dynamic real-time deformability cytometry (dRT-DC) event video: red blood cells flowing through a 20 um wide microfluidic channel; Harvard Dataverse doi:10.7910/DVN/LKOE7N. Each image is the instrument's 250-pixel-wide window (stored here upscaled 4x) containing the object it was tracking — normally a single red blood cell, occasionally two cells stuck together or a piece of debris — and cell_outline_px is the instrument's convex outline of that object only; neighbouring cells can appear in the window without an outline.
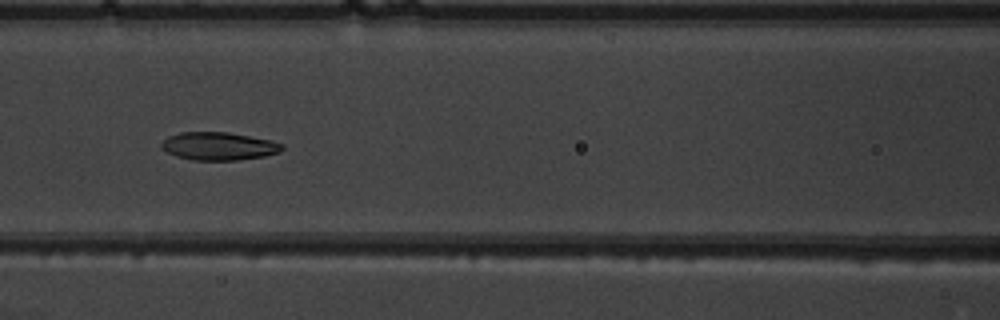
{"species": "common noctule bat (a hibernating species)", "species_latin": "Nyctalus noctula", "temperature_condition": "warm", "stored_images_in_passage": 7, "camera_frame_rate_fps": 3000, "um_per_image_px": 0.085, "animal": {"sex": "male", "body_mass_g": 19.5, "forearm_length_mm": 54.6}, "frame": {"image": 1, "passage_image": 6, "time_ms": 5.667, "image_size_px": [1000, 320], "cell_outline_px": [[284, 148], [280, 152], [264, 156], [236, 160], [192, 160], [176, 156], [160, 148], [160, 144], [168, 136], [180, 132], [228, 132], [272, 140], [284, 144]], "centroid_in_image_um": [18.6, 12.42], "position_along_channel_um": 148.0, "area_um2": 19.77}}
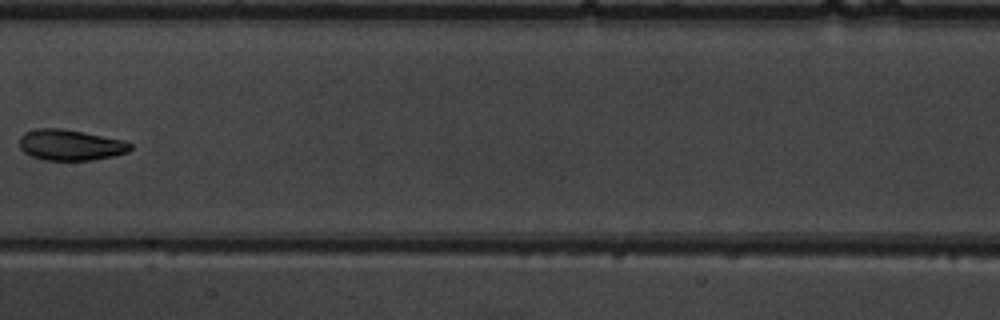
{"frame": {"image": 2, "passage_image": 7, "time_ms": 7.0, "image_size_px": [1000, 320], "cell_outline_px": [[132, 148], [128, 152], [112, 156], [92, 160], [44, 160], [32, 156], [24, 152], [20, 148], [20, 136], [24, 132], [36, 128], [64, 128], [124, 140], [132, 144]], "centroid_in_image_um": [5.98, 12.31], "position_along_channel_um": 201.4, "area_um2": 20.06}}